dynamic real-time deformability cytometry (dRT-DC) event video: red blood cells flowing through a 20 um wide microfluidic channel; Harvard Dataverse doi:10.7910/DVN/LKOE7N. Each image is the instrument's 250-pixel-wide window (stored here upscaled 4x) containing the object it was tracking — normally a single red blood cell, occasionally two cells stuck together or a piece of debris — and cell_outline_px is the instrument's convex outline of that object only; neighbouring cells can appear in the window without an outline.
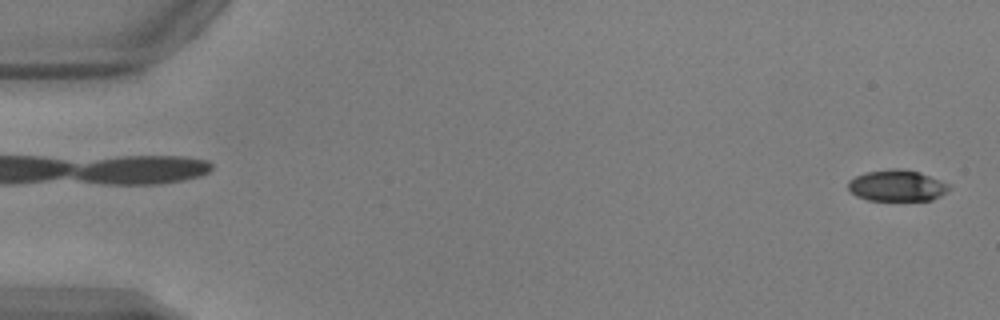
{"species": "common noctule bat (a hibernating species)", "species_latin": "Nyctalus noctula", "temperature_condition": "warm", "stored_images_in_passage": 52, "camera_frame_rate_fps": 3000, "um_per_image_px": 0.085, "animal": {"sex": "male", "body_mass_g": 17.9, "forearm_length_mm": 54.2}, "frame": {"image": 1, "passage_image": 1, "time_ms": 0.0, "image_size_px": [1000, 320], "cell_outline_px": [[952, 188], [940, 196], [932, 200], [868, 200], [856, 196], [848, 192], [848, 180], [864, 172], [892, 168], [900, 168], [920, 172], [952, 184]], "centroid_in_image_um": [76.25, 15.77], "position_along_channel_um": 8.7, "area_um2": 18.79}}
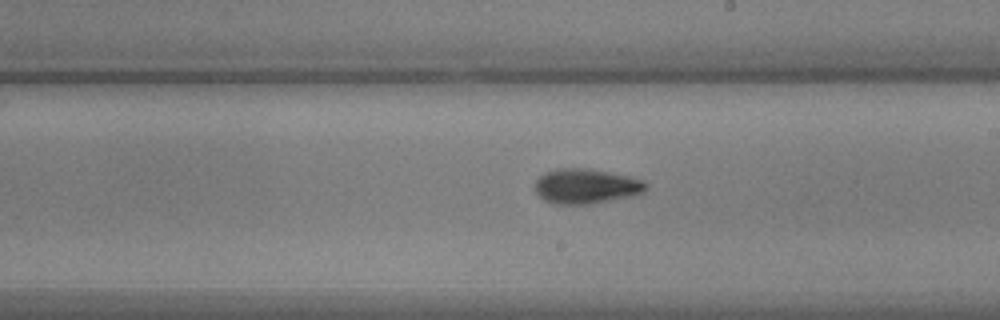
{"frame": {"image": 2, "passage_image": 30, "time_ms": 9.667, "image_size_px": [1000, 320], "cell_outline_px": [[648, 188], [644, 192], [628, 196], [592, 204], [552, 204], [544, 200], [536, 192], [536, 180], [544, 172], [560, 168], [588, 168], [628, 176], [644, 180], [648, 184]], "centroid_in_image_um": [49.81, 15.82], "position_along_channel_um": 239.2, "area_um2": 22.54}}
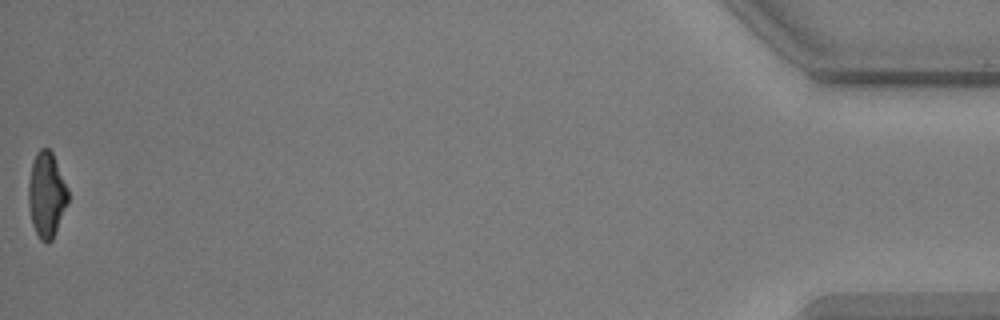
{"frame": {"image": 3, "passage_image": 52, "time_ms": 17.0, "image_size_px": [1000, 320], "cell_outline_px": [[68, 204], [52, 240], [48, 244], [44, 244], [40, 240], [32, 224], [28, 204], [28, 180], [32, 160], [36, 152], [40, 148], [48, 148], [52, 152], [68, 188]], "centroid_in_image_um": [3.95, 16.56], "position_along_channel_um": 431.3, "area_um2": 20.0}, "authors_computed_cell_mechanics": {"area_um2": 20.519, "velocity_mm_per_s": 3.8825, "shape_relaxation_time_tau1_ms": 3.1206, "shape_relaxation_time_tau2_ms": 3.8478, "deformation_change_tau1": 0.1402, "deformation_change_tau2": 0.1013}}